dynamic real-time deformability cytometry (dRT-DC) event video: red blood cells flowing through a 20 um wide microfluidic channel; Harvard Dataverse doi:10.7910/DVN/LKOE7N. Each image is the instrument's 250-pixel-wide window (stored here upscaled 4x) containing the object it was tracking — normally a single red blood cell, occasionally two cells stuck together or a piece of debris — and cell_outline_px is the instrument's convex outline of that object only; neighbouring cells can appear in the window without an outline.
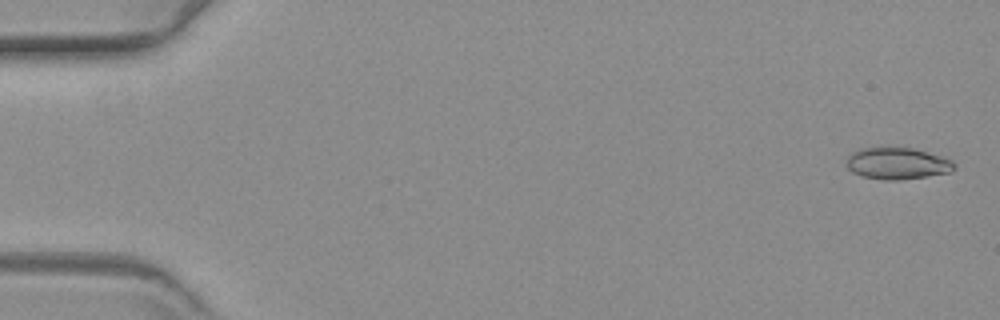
{"species": "common noctule bat (a hibernating species)", "species_latin": "Nyctalus noctula", "temperature_condition": "warm", "stored_images_in_passage": 57, "camera_frame_rate_fps": 3000, "um_per_image_px": 0.085, "animal": {"sex": "female", "body_mass_g": 19.3, "forearm_length_mm": 54.1}, "frame": {"image": 1, "passage_image": 2, "time_ms": 0.333, "image_size_px": [1000, 320], "cell_outline_px": [[956, 168], [948, 172], [900, 180], [884, 180], [864, 176], [852, 172], [848, 168], [848, 156], [852, 152], [860, 148], [912, 148], [940, 156], [952, 160], [956, 164]], "centroid_in_image_um": [76.27, 13.89], "position_along_channel_um": 8.7, "area_um2": 19.54}}
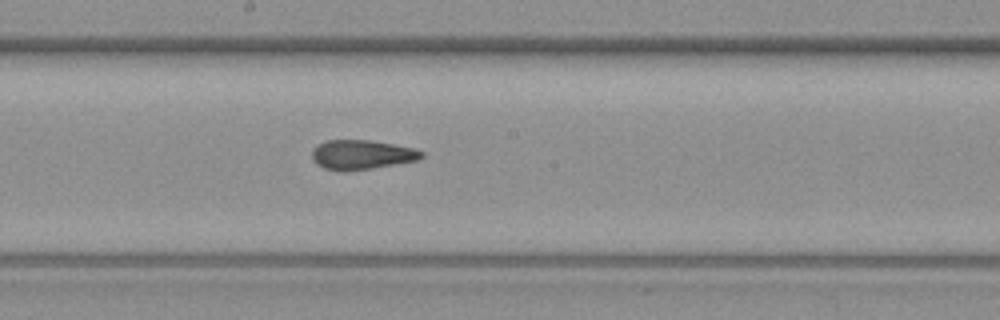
{"frame": {"image": 2, "passage_image": 32, "time_ms": 10.333, "image_size_px": [1000, 320], "cell_outline_px": [[424, 156], [420, 160], [372, 168], [344, 172], [340, 172], [324, 168], [316, 164], [312, 160], [312, 148], [316, 144], [324, 140], [368, 140], [392, 144], [412, 148], [424, 152]], "centroid_in_image_um": [30.69, 13.16], "position_along_channel_um": 217.5, "area_um2": 19.07}}
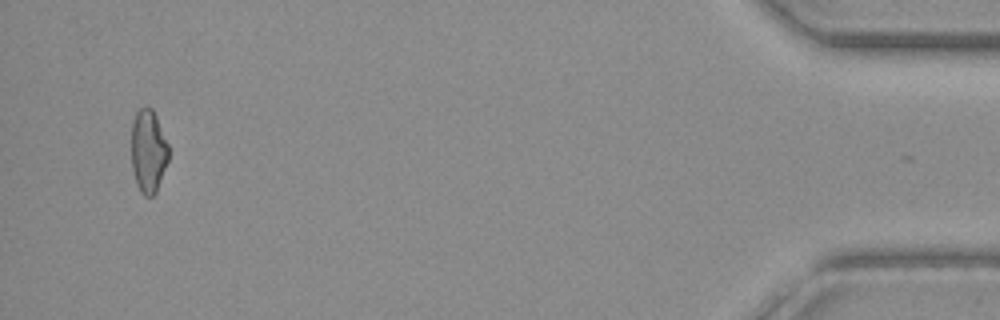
{"frame": {"image": 3, "passage_image": 56, "time_ms": 18.333, "image_size_px": [1000, 320], "cell_outline_px": [[168, 160], [156, 192], [152, 196], [144, 196], [140, 192], [136, 184], [132, 168], [132, 124], [136, 112], [144, 104], [148, 104], [152, 108], [156, 116], [168, 144]], "centroid_in_image_um": [12.6, 12.82], "position_along_channel_um": 422.6, "area_um2": 18.09}}